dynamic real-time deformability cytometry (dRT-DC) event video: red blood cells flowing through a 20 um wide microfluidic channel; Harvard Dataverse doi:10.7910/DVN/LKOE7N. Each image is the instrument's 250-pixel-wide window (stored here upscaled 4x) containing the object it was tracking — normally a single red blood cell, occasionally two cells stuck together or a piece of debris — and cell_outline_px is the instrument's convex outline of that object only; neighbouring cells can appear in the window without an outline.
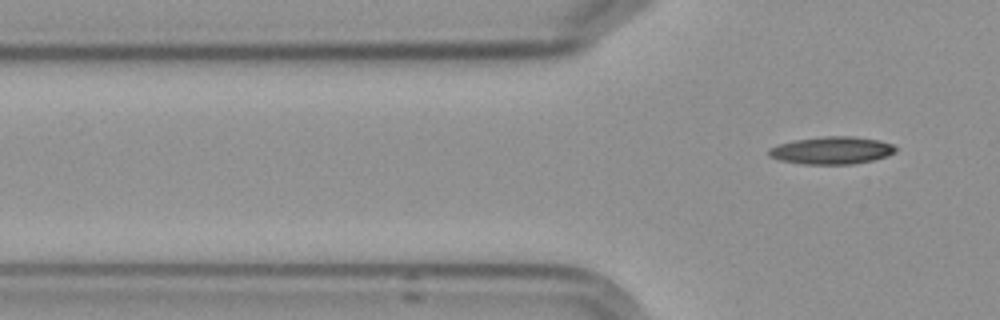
{"species": "Egyptian fruit bat (a non-hibernating species)", "species_latin": "Rousettus aegyptiacus", "temperature_condition": "cold", "stored_images_in_passage": 6, "segment_of_instrument_passage": [2, 2], "camera_frame_rate_fps": 3000, "um_per_image_px": 0.085, "frame": {"image": 1, "passage_image": 6, "time_ms": 7.0, "image_size_px": [1000, 320], "cell_outline_px": [[896, 152], [888, 156], [872, 160], [852, 164], [800, 164], [780, 160], [768, 156], [768, 148], [776, 144], [792, 140], [824, 136], [852, 136], [876, 140], [892, 144], [896, 148]], "centroid_in_image_um": [70.64, 12.78], "position_along_channel_um": 55.2, "area_um2": 20.46}}